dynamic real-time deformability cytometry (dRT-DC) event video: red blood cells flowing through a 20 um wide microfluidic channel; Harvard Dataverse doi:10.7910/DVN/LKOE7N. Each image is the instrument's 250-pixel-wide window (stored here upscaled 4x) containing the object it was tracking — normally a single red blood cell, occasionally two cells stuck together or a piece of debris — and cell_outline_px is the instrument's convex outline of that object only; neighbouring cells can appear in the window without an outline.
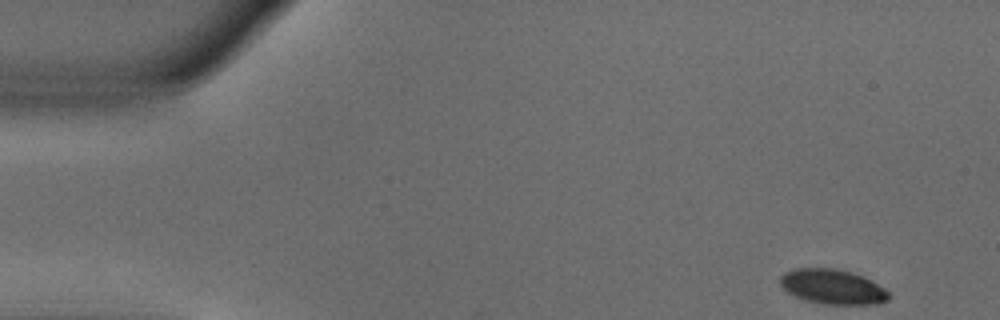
{"species": "common noctule bat (a hibernating species)", "species_latin": "Nyctalus noctula", "temperature_condition": "warm", "stored_images_in_passage": 50, "camera_frame_rate_fps": 3000, "um_per_image_px": 0.085, "animal": {"sex": "male", "body_mass_g": 18.8}, "frame": {"image": 1, "passage_image": 1, "time_ms": 0.0, "image_size_px": [1000, 320], "cell_outline_px": [[888, 300], [880, 304], [824, 304], [804, 300], [788, 292], [780, 284], [780, 276], [784, 272], [792, 268], [832, 268], [852, 272], [864, 276], [884, 288], [888, 292]], "centroid_in_image_um": [70.76, 24.37], "position_along_channel_um": 14.2, "area_um2": 22.08}}
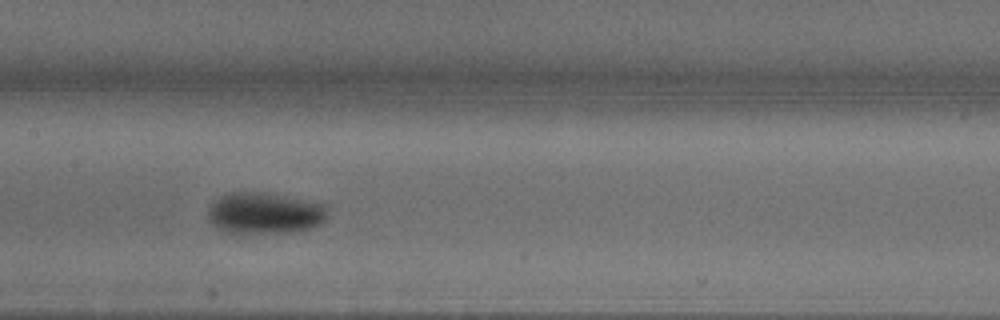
{"frame": {"image": 2, "passage_image": 23, "time_ms": 7.333, "image_size_px": [1000, 320], "cell_outline_px": [[328, 208], [324, 220], [320, 224], [312, 228], [284, 232], [236, 236], [216, 228], [208, 220], [208, 208], [220, 196], [228, 192], [264, 192], [308, 200], [328, 204]], "centroid_in_image_um": [22.46, 18.14], "position_along_channel_um": 184.9, "area_um2": 29.65}}
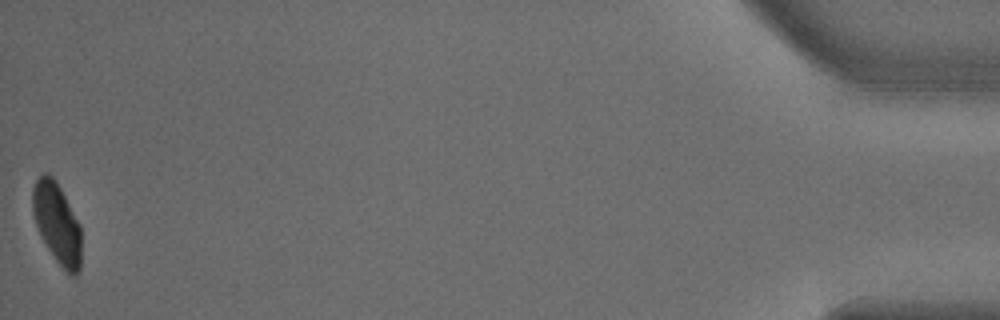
{"frame": {"image": 3, "passage_image": 50, "time_ms": 16.333, "image_size_px": [1000, 320], "cell_outline_px": [[80, 272], [76, 276], [72, 276], [56, 260], [48, 248], [36, 224], [32, 212], [32, 188], [36, 180], [44, 172], [48, 172], [56, 180], [80, 224]], "centroid_in_image_um": [4.84, 18.94], "position_along_channel_um": 430.4, "area_um2": 22.66}, "authors_computed_cell_mechanics": {"area_um2": 25.1719, "velocity_mm_per_s": 3.7995, "shape_relaxation_time_tau1_ms": 3.3543, "shape_relaxation_time_tau2_ms": null, "deformation_change_tau1": 0.1548, "deformation_change_tau2": null}}